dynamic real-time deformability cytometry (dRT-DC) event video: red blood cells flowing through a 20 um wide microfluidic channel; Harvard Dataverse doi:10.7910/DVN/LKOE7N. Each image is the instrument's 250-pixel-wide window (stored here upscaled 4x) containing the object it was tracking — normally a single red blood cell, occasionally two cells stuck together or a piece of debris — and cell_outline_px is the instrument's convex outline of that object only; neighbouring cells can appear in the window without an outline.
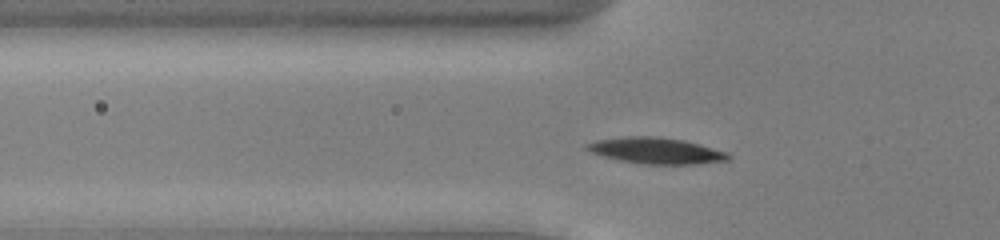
{"species": "common noctule bat (a hibernating species)", "species_latin": "Nyctalus noctula", "temperature_condition": "cold", "stored_images_in_passage": 45, "camera_frame_rate_fps": 3000, "um_per_image_px": 0.085, "animal": {"sex": "male", "body_mass_g": 13.0, "forearm_length_mm": 53.1}, "frame": {"image": 1, "passage_image": 10, "time_ms": 3.0, "image_size_px": [1000, 240], "cell_outline_px": [[732, 156], [728, 160], [700, 164], [648, 164], [620, 160], [604, 156], [592, 152], [584, 148], [584, 144], [596, 140], [624, 136], [660, 136], [684, 140], [700, 144], [728, 152]], "centroid_in_image_um": [55.8, 12.79], "position_along_channel_um": 70.0, "area_um2": 21.68}}
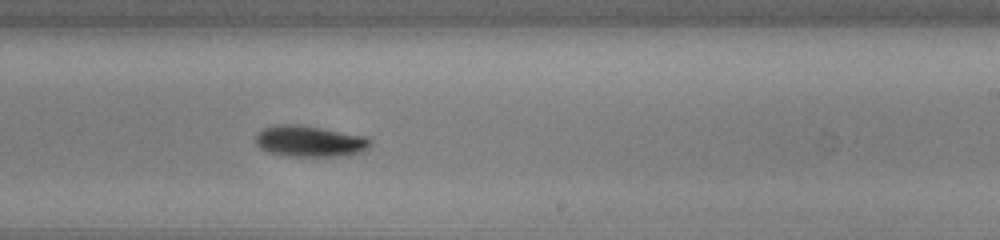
{"frame": {"image": 2, "passage_image": 25, "time_ms": 8.0, "image_size_px": [1000, 240], "cell_outline_px": [[372, 144], [368, 148], [360, 152], [348, 156], [288, 156], [268, 152], [260, 148], [256, 144], [256, 136], [264, 128], [272, 124], [300, 124], [368, 136], [372, 140]], "centroid_in_image_um": [26.37, 12.0], "position_along_channel_um": 262.6, "area_um2": 21.15}}
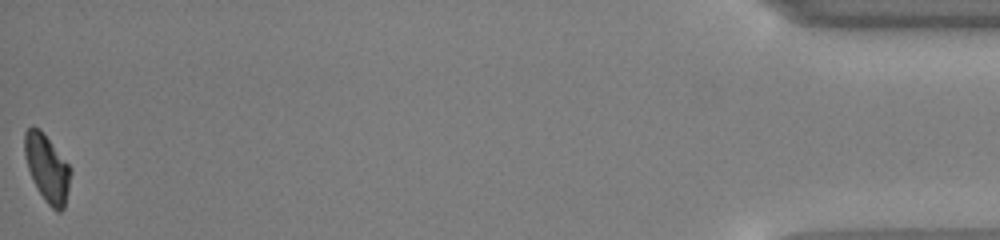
{"frame": {"image": 3, "passage_image": 45, "time_ms": 14.667, "image_size_px": [1000, 240], "cell_outline_px": [[72, 172], [64, 208], [60, 212], [56, 212], [48, 204], [36, 188], [32, 180], [24, 156], [24, 132], [32, 124], [40, 128], [72, 168]], "centroid_in_image_um": [4.0, 14.27], "position_along_channel_um": 431.2, "area_um2": 18.32}, "authors_computed_cell_mechanics": {"area_um2": 19.7676, "velocity_mm_per_s": 3.891, "shape_relaxation_time_tau1_ms": 2.1479, "shape_relaxation_time_tau2_ms": null, "deformation_change_tau1": 0.1259, "deformation_change_tau2": null}}